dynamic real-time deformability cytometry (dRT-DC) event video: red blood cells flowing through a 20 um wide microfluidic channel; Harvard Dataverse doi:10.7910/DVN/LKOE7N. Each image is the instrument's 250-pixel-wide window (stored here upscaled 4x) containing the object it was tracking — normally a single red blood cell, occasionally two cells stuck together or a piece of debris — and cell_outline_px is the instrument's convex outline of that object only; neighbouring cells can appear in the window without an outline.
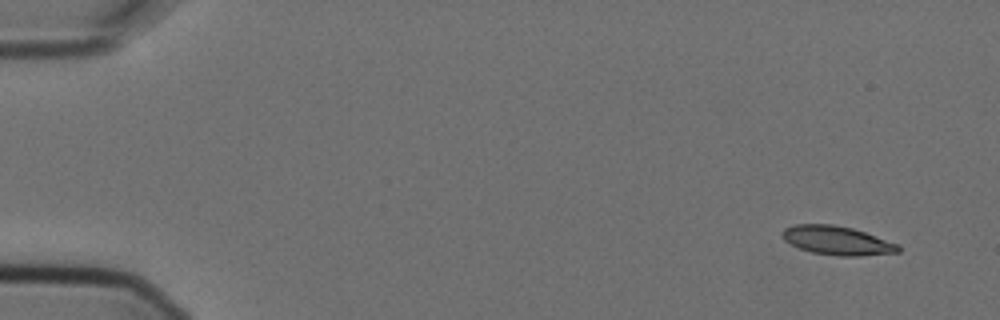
{"species": "Egyptian fruit bat (a non-hibernating species)", "species_latin": "Rousettus aegyptiacus", "temperature_condition": "cold", "stored_images_in_passage": 6, "camera_frame_rate_fps": 3000, "um_per_image_px": 0.085, "animal": {"sex": "female"}, "frame": {"image": 1, "passage_image": 1, "time_ms": 0.0, "image_size_px": [1000, 320], "cell_outline_px": [[900, 252], [860, 256], [840, 256], [812, 252], [800, 248], [784, 240], [780, 236], [780, 232], [784, 228], [796, 224], [832, 224], [852, 228], [900, 244]], "centroid_in_image_um": [71.15, 20.44], "position_along_channel_um": 13.9, "area_um2": 19.54}}
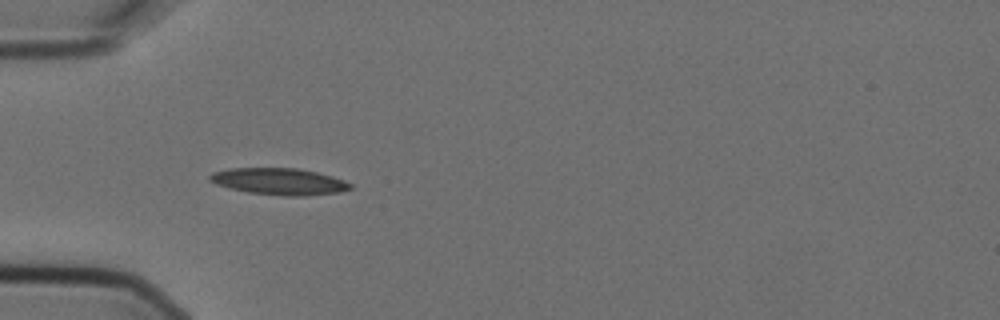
{"frame": {"image": 2, "passage_image": 5, "time_ms": 1.333, "image_size_px": [1000, 320], "cell_outline_px": [[352, 188], [340, 192], [304, 196], [284, 196], [248, 192], [216, 184], [208, 180], [208, 176], [212, 172], [228, 168], [296, 168], [316, 172], [332, 176], [344, 180], [352, 184]], "centroid_in_image_um": [23.73, 15.42], "position_along_channel_um": 61.3, "area_um2": 21.85}}
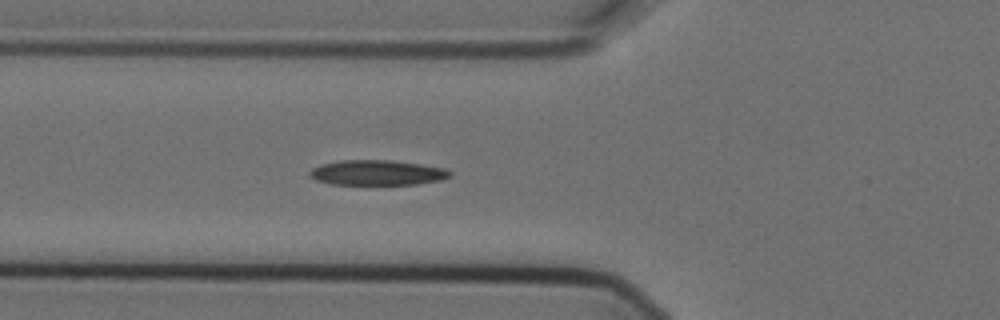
{"frame": {"image": 3, "passage_image": 6, "time_ms": 1.667, "image_size_px": [1000, 320], "cell_outline_px": [[452, 176], [440, 180], [416, 184], [332, 184], [316, 180], [308, 176], [308, 172], [312, 168], [320, 164], [340, 160], [392, 160], [420, 164], [444, 168], [452, 172]], "centroid_in_image_um": [32.03, 14.67], "position_along_channel_um": 93.8, "area_um2": 20.58}}